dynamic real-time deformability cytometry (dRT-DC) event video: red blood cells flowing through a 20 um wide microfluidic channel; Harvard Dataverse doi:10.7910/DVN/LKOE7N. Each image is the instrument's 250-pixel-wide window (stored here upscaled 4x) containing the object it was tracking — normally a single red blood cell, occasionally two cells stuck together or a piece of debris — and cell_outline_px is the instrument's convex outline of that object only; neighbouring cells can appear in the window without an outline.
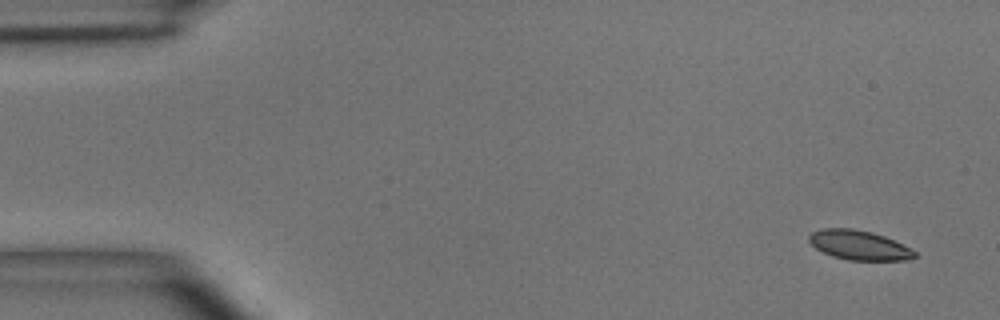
{"species": "common noctule bat (a hibernating species)", "species_latin": "Nyctalus noctula", "temperature_condition": "room temperature", "stored_images_in_passage": 4, "camera_frame_rate_fps": 3000, "um_per_image_px": 0.085, "animal": {"sex": "male", "body_mass_g": 15.6}, "frame": {"image": 1, "passage_image": 1, "time_ms": 0.0, "image_size_px": [1000, 320], "cell_outline_px": [[916, 256], [904, 260], [848, 260], [832, 256], [816, 248], [808, 240], [808, 236], [812, 232], [820, 228], [852, 228], [872, 232], [884, 236], [912, 248], [916, 252]], "centroid_in_image_um": [73.01, 20.83], "position_along_channel_um": 12.0, "area_um2": 18.15}}
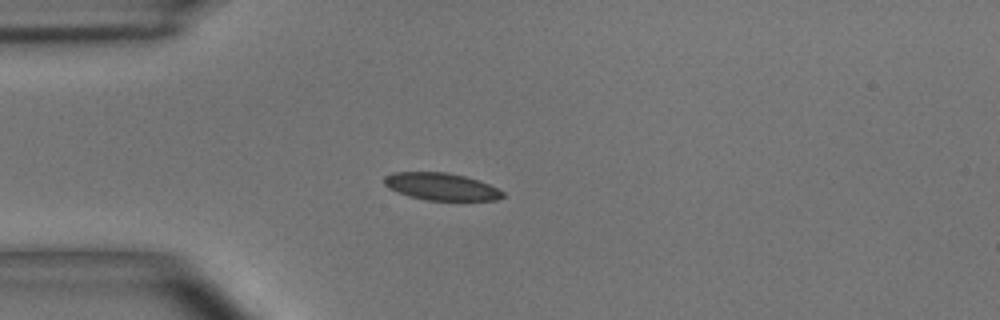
{"frame": {"image": 2, "passage_image": 4, "time_ms": 3.667, "image_size_px": [1000, 320], "cell_outline_px": [[504, 196], [496, 200], [428, 200], [408, 196], [396, 192], [388, 188], [384, 184], [384, 176], [392, 172], [448, 172], [464, 176], [488, 184], [504, 192]], "centroid_in_image_um": [37.45, 15.85], "position_along_channel_um": 47.5, "area_um2": 18.79}}